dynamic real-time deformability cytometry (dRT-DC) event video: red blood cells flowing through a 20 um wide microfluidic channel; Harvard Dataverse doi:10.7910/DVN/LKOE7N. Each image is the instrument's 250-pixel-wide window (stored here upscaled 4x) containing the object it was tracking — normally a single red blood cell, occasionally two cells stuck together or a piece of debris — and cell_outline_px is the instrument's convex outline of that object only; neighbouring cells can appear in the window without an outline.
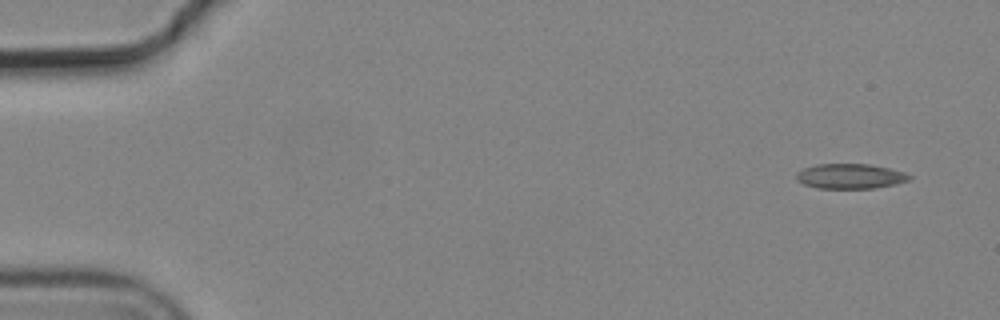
{"species": "common noctule bat (a hibernating species)", "species_latin": "Nyctalus noctula", "temperature_condition": "cold", "stored_images_in_passage": 6, "camera_frame_rate_fps": 3000, "um_per_image_px": 0.085, "animal": {"sex": "male", "body_mass_g": 19.2, "forearm_length_mm": 51.8}, "frame": {"image": 1, "passage_image": 1, "time_ms": 0.0, "image_size_px": [1000, 320], "cell_outline_px": [[912, 176], [908, 180], [896, 184], [872, 188], [820, 188], [804, 184], [796, 180], [796, 172], [804, 168], [816, 164], [868, 164], [888, 168], [904, 172]], "centroid_in_image_um": [72.24, 14.97], "position_along_channel_um": 12.8, "area_um2": 16.3}}
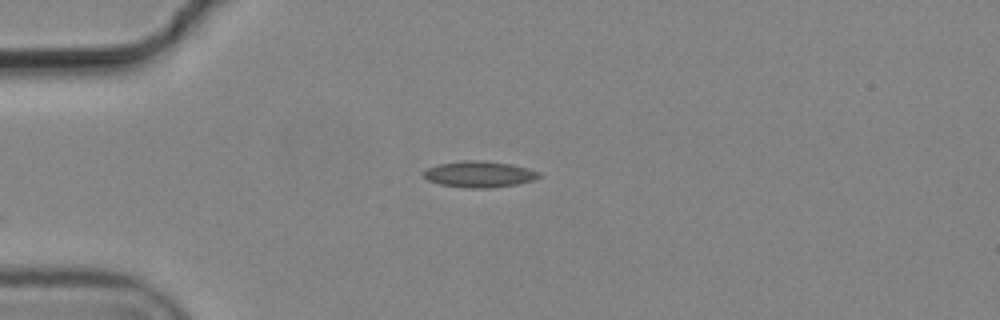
{"frame": {"image": 2, "passage_image": 4, "time_ms": 1.0, "image_size_px": [1000, 320], "cell_outline_px": [[540, 176], [536, 180], [516, 184], [492, 188], [468, 188], [440, 184], [428, 180], [424, 176], [424, 172], [428, 168], [440, 164], [464, 160], [480, 160], [512, 164], [528, 168], [540, 172]], "centroid_in_image_um": [40.79, 14.81], "position_along_channel_um": 44.2, "area_um2": 17.57}}
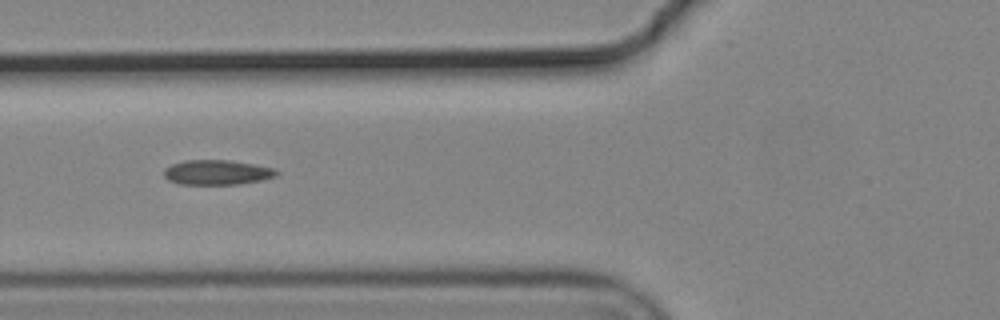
{"frame": {"image": 3, "passage_image": 6, "time_ms": 1.667, "image_size_px": [1000, 320], "cell_outline_px": [[280, 172], [276, 176], [260, 180], [240, 184], [180, 184], [168, 180], [164, 176], [164, 168], [172, 164], [184, 160], [228, 160], [276, 168]], "centroid_in_image_um": [18.45, 14.65], "position_along_channel_um": 107.4, "area_um2": 16.3}}